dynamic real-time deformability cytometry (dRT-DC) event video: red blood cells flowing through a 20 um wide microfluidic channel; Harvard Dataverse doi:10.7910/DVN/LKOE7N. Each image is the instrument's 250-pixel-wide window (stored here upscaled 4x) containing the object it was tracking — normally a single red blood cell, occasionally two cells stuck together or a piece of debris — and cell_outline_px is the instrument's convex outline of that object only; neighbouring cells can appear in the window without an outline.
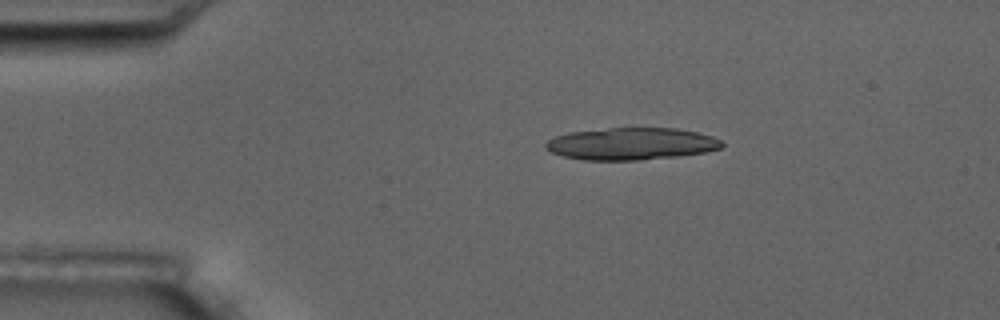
{"species": "common noctule bat (a hibernating species)", "species_latin": "Nyctalus noctula", "temperature_condition": "room temperature", "stored_images_in_passage": 4, "camera_frame_rate_fps": 3000, "um_per_image_px": 0.085, "animal": {"sex": "male", "body_mass_g": 17.5, "forearm_length_mm": 52.3}, "frame": {"image": 1, "passage_image": 3, "time_ms": 2.333, "image_size_px": [1000, 320], "cell_outline_px": [[724, 144], [720, 148], [704, 152], [676, 156], [640, 160], [584, 160], [564, 156], [552, 152], [544, 148], [544, 144], [548, 140], [556, 136], [568, 132], [608, 128], [676, 128], [696, 132], [712, 136], [724, 140]], "centroid_in_image_um": [53.66, 12.22], "position_along_channel_um": 31.3, "area_um2": 33.0}}